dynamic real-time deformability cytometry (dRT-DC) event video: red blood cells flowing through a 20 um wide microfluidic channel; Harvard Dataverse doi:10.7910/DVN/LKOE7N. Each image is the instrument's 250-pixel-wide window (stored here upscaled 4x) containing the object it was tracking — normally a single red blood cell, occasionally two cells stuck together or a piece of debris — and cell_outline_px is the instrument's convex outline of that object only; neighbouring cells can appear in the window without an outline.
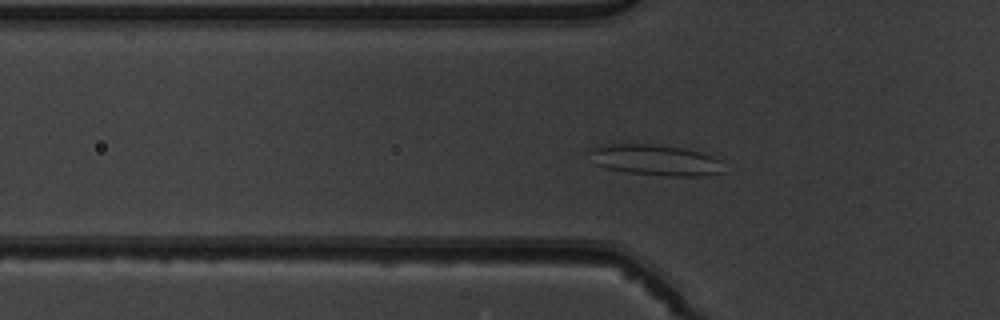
{"species": "common noctule bat (a hibernating species)", "species_latin": "Nyctalus noctula", "temperature_condition": "warm", "stored_images_in_passage": 52, "segment_of_instrument_passage": [1, 2], "camera_frame_rate_fps": 3000, "um_per_image_px": 0.085, "animal": {"sex": "male", "body_mass_g": 19.5, "forearm_length_mm": 54.6}, "frame": {"image": 1, "passage_image": 16, "time_ms": 5.0, "image_size_px": [1000, 320], "cell_outline_px": [[724, 172], [700, 176], [668, 176], [628, 172], [608, 168], [596, 164], [588, 152], [588, 148], [612, 144], [652, 144], [684, 148], [712, 156], [720, 160]], "centroid_in_image_um": [55.71, 13.6], "position_along_channel_um": 70.1, "area_um2": 23.87}}
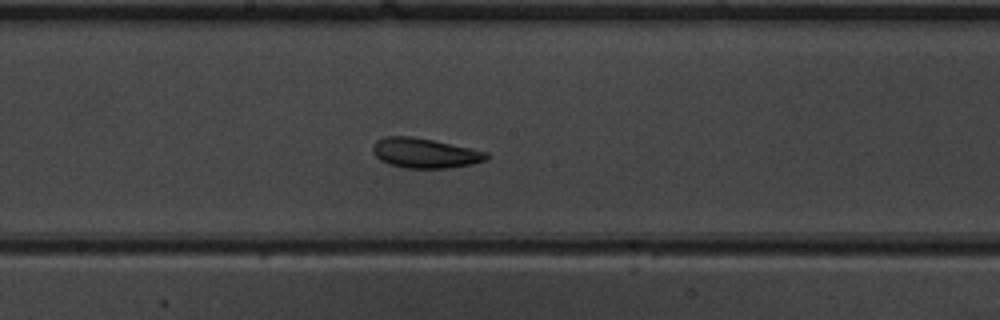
{"frame": {"image": 2, "passage_image": 27, "time_ms": 8.667, "image_size_px": [1000, 320], "cell_outline_px": [[488, 156], [484, 160], [472, 164], [448, 168], [404, 168], [388, 164], [380, 160], [372, 152], [372, 144], [376, 140], [384, 136], [412, 136], [472, 148], [488, 152]], "centroid_in_image_um": [36.06, 13.01], "position_along_channel_um": 212.1, "area_um2": 19.88}}
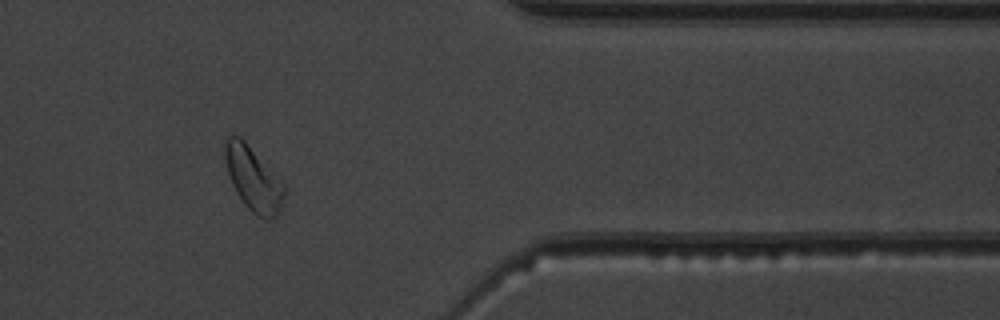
{"frame": {"image": 3, "passage_image": 42, "time_ms": 13.667, "image_size_px": [1000, 320], "cell_outline_px": [[284, 196], [276, 216], [272, 220], [268, 220], [256, 216], [244, 204], [236, 192], [232, 184], [228, 172], [224, 156], [224, 136], [240, 136], [244, 140], [284, 184]], "centroid_in_image_um": [21.49, 15.2], "position_along_channel_um": 389.9, "area_um2": 21.91}}